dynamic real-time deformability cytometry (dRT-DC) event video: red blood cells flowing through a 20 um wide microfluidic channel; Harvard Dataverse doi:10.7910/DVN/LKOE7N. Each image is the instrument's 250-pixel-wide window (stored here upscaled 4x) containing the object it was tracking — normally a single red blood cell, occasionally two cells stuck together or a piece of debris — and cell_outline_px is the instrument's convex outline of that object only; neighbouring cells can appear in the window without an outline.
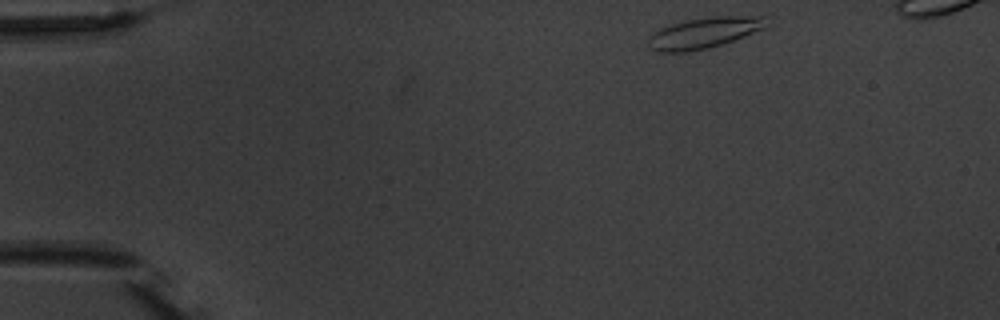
{"species": "common noctule bat (a hibernating species)", "species_latin": "Nyctalus noctula", "temperature_condition": "warm", "stored_images_in_passage": 6, "camera_frame_rate_fps": 3000, "um_per_image_px": 0.085, "animal": {"sex": "male", "body_mass_g": 20.1, "forearm_length_mm": 53.5}, "frame": {"image": 1, "passage_image": 1, "time_ms": 0.0, "image_size_px": [1000, 320], "cell_outline_px": [[764, 28], [732, 40], [708, 48], [684, 52], [656, 52], [648, 44], [648, 36], [652, 32], [660, 28], [672, 24], [688, 20], [712, 16], [764, 16]], "centroid_in_image_um": [59.75, 2.79], "position_along_channel_um": 25.2, "area_um2": 20.81}}
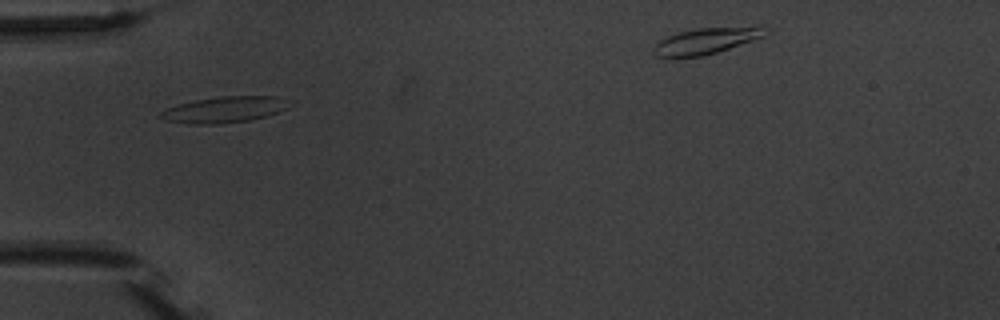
{"frame": {"image": 2, "passage_image": 4, "time_ms": 3.333, "image_size_px": [1000, 320], "cell_outline_px": [[288, 108], [268, 116], [248, 120], [220, 124], [188, 124], [164, 120], [156, 116], [160, 112], [176, 104], [196, 100], [220, 96], [276, 96], [288, 100]], "centroid_in_image_um": [19.03, 9.32], "position_along_channel_um": 66.0, "area_um2": 19.71}}
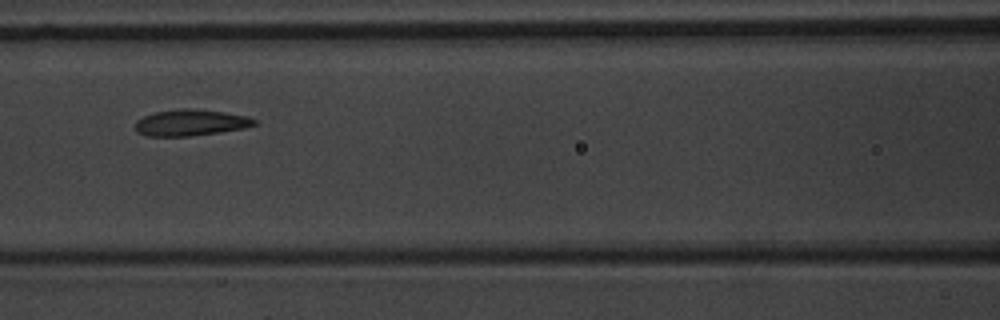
{"frame": {"image": 3, "passage_image": 6, "time_ms": 5.667, "image_size_px": [1000, 320], "cell_outline_px": [[260, 124], [244, 128], [220, 132], [188, 136], [148, 136], [136, 132], [136, 120], [144, 116], [156, 112], [180, 108], [188, 108], [224, 112], [248, 116], [256, 120]], "centroid_in_image_um": [16.23, 10.42], "position_along_channel_um": 150.4, "area_um2": 18.26}}